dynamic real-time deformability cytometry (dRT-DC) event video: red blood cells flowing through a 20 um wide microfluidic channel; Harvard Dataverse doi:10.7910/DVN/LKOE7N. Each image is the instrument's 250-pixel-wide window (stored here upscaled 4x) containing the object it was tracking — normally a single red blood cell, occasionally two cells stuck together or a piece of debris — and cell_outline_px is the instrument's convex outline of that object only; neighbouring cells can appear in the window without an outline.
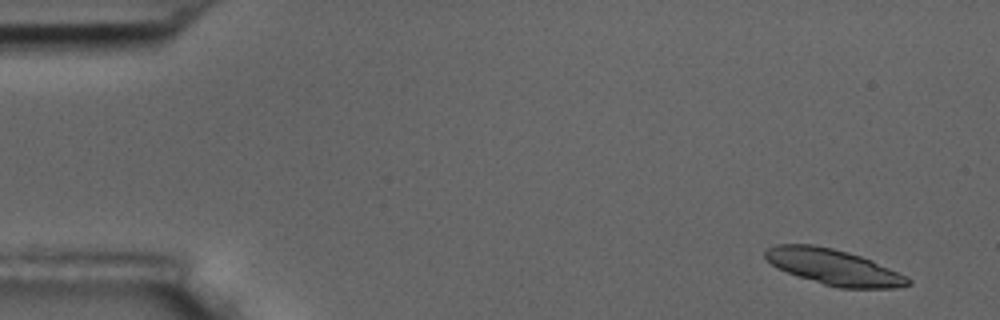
{"species": "common noctule bat (a hibernating species)", "species_latin": "Nyctalus noctula", "temperature_condition": "room temperature", "stored_images_in_passage": 57, "segment_of_instrument_passage": [1, 2], "camera_frame_rate_fps": 3000, "um_per_image_px": 0.085, "animal": {"sex": "male", "body_mass_g": 17.5, "forearm_length_mm": 52.3}, "frame": {"image": 1, "passage_image": 4, "time_ms": 1.0, "image_size_px": [1000, 320], "cell_outline_px": [[912, 284], [896, 288], [840, 288], [824, 284], [776, 268], [764, 256], [764, 252], [768, 248], [776, 244], [812, 244], [832, 248], [848, 252], [872, 260], [912, 280]], "centroid_in_image_um": [70.85, 22.69], "position_along_channel_um": 14.1, "area_um2": 29.3}}